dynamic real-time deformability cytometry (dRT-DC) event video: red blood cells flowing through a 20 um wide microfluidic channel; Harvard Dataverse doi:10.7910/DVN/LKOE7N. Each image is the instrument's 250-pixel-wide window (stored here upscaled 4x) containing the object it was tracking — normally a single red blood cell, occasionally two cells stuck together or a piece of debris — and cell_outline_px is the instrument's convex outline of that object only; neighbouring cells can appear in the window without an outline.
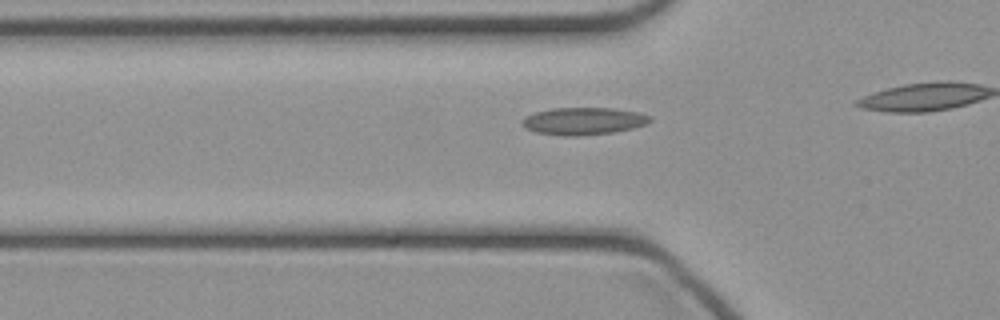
{"species": "common noctule bat (a hibernating species)", "species_latin": "Nyctalus noctula", "temperature_condition": "cold", "stored_images_in_passage": 21, "camera_frame_rate_fps": 3000, "um_per_image_px": 0.085, "animal": {"sex": "female", "body_mass_g": 21.9}, "frame": {"image": 1, "passage_image": 5, "time_ms": 1.333, "image_size_px": [1000, 320], "cell_outline_px": [[652, 120], [648, 124], [616, 132], [580, 136], [564, 136], [536, 132], [524, 128], [520, 124], [520, 120], [524, 116], [536, 112], [552, 108], [612, 108], [636, 112], [652, 116]], "centroid_in_image_um": [49.57, 10.3], "position_along_channel_um": 76.2, "area_um2": 20.63}}
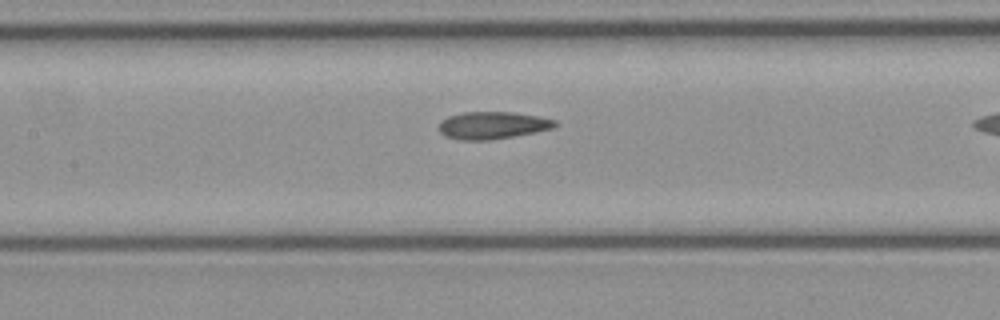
{"frame": {"image": 2, "passage_image": 11, "time_ms": 3.333, "image_size_px": [1000, 320], "cell_outline_px": [[560, 124], [552, 128], [536, 132], [488, 140], [460, 140], [444, 136], [440, 132], [440, 120], [448, 116], [464, 112], [516, 112], [556, 120]], "centroid_in_image_um": [41.86, 10.65], "position_along_channel_um": 165.5, "area_um2": 18.5}}
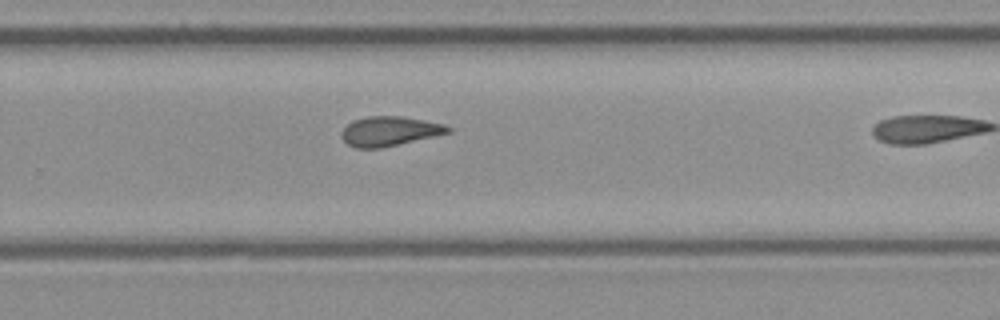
{"frame": {"image": 3, "passage_image": 20, "time_ms": 6.333, "image_size_px": [1000, 320], "cell_outline_px": [[452, 132], [380, 148], [356, 148], [348, 144], [340, 136], [340, 132], [352, 120], [368, 116], [400, 116], [424, 120], [444, 124], [452, 128]], "centroid_in_image_um": [33.1, 11.14], "position_along_channel_um": 296.7, "area_um2": 18.26}}